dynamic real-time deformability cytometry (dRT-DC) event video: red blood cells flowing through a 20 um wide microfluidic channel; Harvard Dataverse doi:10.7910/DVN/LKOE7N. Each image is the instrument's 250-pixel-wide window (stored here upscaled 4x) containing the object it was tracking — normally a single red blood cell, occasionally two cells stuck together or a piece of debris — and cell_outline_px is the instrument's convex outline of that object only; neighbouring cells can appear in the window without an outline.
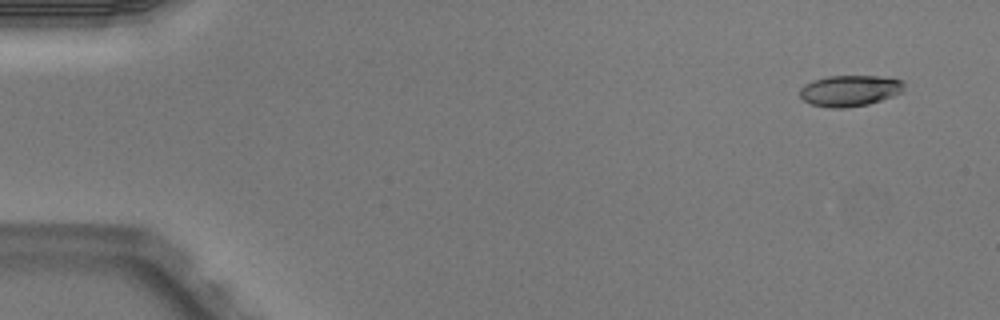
{"species": "Egyptian fruit bat (a non-hibernating species)", "species_latin": "Rousettus aegyptiacus", "temperature_condition": "warm", "stored_images_in_passage": 5, "camera_frame_rate_fps": 3000, "um_per_image_px": 0.085, "animal": {"sex": "male"}, "frame": {"image": 1, "passage_image": 1, "time_ms": 0.0, "image_size_px": [1000, 320], "cell_outline_px": [[904, 92], [868, 104], [844, 108], [828, 108], [812, 104], [804, 100], [800, 96], [800, 88], [804, 84], [812, 80], [828, 76], [876, 76], [904, 80]], "centroid_in_image_um": [72.23, 7.7], "position_along_channel_um": 12.8, "area_um2": 18.96}}
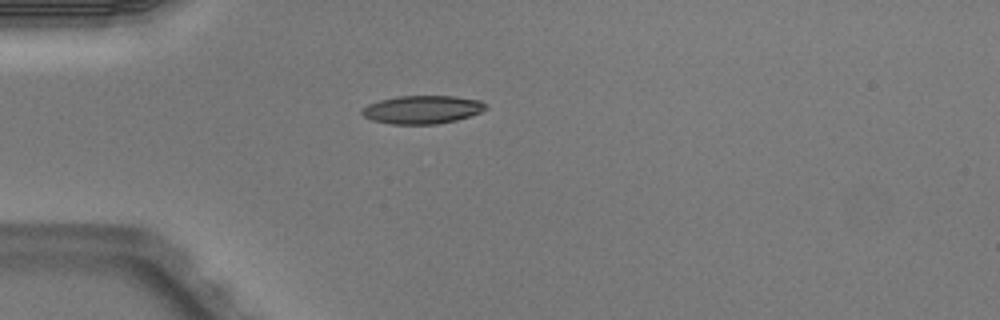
{"frame": {"image": 2, "passage_image": 4, "time_ms": 1.0, "image_size_px": [1000, 320], "cell_outline_px": [[488, 108], [480, 112], [456, 120], [436, 124], [392, 124], [372, 120], [364, 116], [360, 112], [360, 108], [368, 104], [380, 100], [396, 96], [452, 96], [480, 100], [488, 104]], "centroid_in_image_um": [35.88, 9.31], "position_along_channel_um": 49.1, "area_um2": 20.4}}